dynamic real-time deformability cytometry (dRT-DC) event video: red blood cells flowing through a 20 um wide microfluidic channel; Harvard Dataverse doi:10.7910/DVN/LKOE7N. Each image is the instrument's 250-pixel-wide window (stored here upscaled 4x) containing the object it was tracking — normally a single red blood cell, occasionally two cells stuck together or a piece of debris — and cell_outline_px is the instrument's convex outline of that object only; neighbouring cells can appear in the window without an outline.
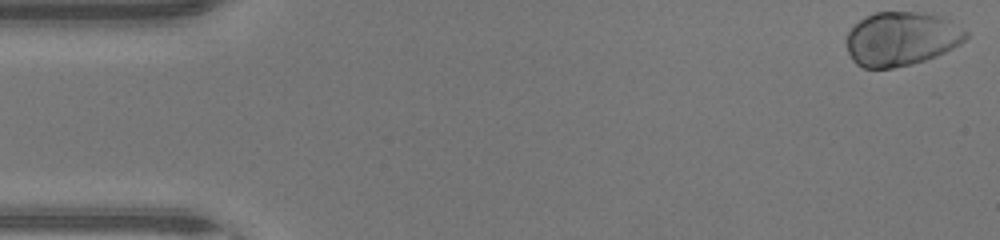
{"species": "human", "species_latin": "Homo sapiens", "temperature_condition": "warm", "stored_images_in_passage": 46, "camera_frame_rate_fps": 3000, "um_per_image_px": 0.085, "donor": {"sex": "male"}, "frame": {"image": 1, "passage_image": 1, "time_ms": 0.0, "image_size_px": [1000, 240], "cell_outline_px": [[968, 36], [960, 44], [936, 56], [924, 60], [892, 68], [864, 68], [856, 64], [852, 60], [848, 52], [848, 32], [860, 20], [876, 12], [916, 12], [940, 16], [948, 20], [968, 32]], "centroid_in_image_um": [76.61, 3.3], "position_along_channel_um": 8.4, "area_um2": 36.99}}
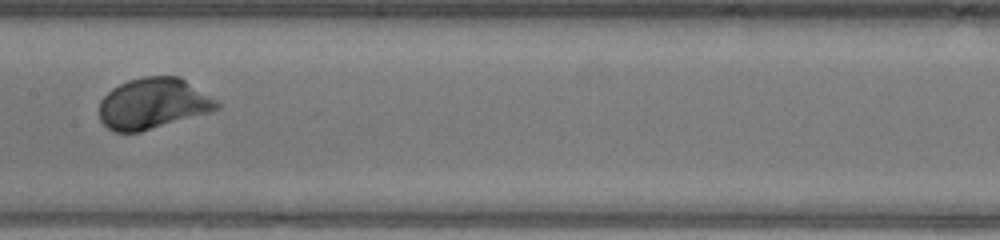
{"frame": {"image": 2, "passage_image": 23, "time_ms": 7.333, "image_size_px": [1000, 240], "cell_outline_px": [[220, 108], [212, 112], [140, 132], [112, 132], [100, 120], [100, 100], [112, 88], [128, 80], [144, 76], [180, 76], [216, 100], [220, 104]], "centroid_in_image_um": [13.02, 8.81], "position_along_channel_um": 194.4, "area_um2": 34.97}}
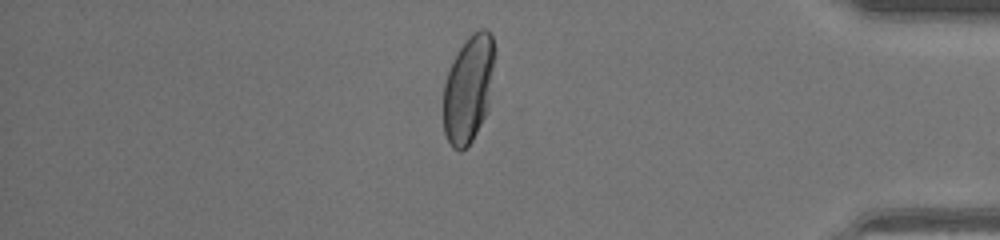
{"frame": {"image": 3, "passage_image": 39, "time_ms": 12.667, "image_size_px": [1000, 240], "cell_outline_px": [[496, 52], [488, 104], [484, 116], [472, 140], [460, 152], [452, 148], [444, 132], [444, 84], [448, 72], [460, 48], [468, 36], [472, 32], [480, 28], [484, 28], [492, 36]], "centroid_in_image_um": [39.83, 7.52], "position_along_channel_um": 395.4, "area_um2": 31.67}, "authors_computed_cell_mechanics": {"area_um2": 34.9112, "velocity_mm_per_s": 4.4269, "shape_relaxation_time_tau1_ms": 1.3593, "shape_relaxation_time_tau2_ms": null, "deformation_change_tau1": 0.1377, "deformation_change_tau2": null}}